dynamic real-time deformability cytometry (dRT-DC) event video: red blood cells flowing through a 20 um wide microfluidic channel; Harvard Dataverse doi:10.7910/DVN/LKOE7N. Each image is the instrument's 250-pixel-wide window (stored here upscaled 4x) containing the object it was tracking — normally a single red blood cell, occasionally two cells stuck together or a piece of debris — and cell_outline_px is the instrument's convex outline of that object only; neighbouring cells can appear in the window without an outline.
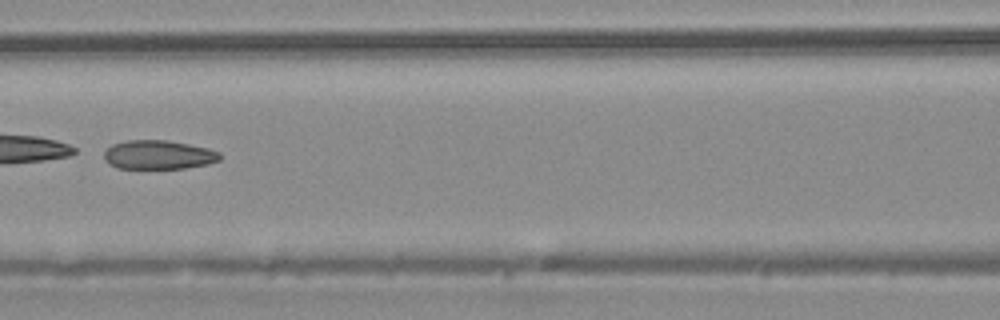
{"species": "common noctule bat (a hibernating species)", "species_latin": "Nyctalus noctula", "temperature_condition": "warm", "stored_images_in_passage": 4, "camera_frame_rate_fps": 3000, "um_per_image_px": 0.085, "animal": {"sex": "male", "body_mass_g": 20.4}, "frame": {"image": 1, "passage_image": 3, "time_ms": 0.667, "image_size_px": [1000, 320], "cell_outline_px": [[220, 160], [208, 164], [184, 168], [116, 168], [108, 164], [104, 160], [104, 152], [112, 144], [128, 140], [168, 140], [208, 148], [220, 152]], "centroid_in_image_um": [13.46, 13.15], "position_along_channel_um": 153.1, "area_um2": 19.59}}
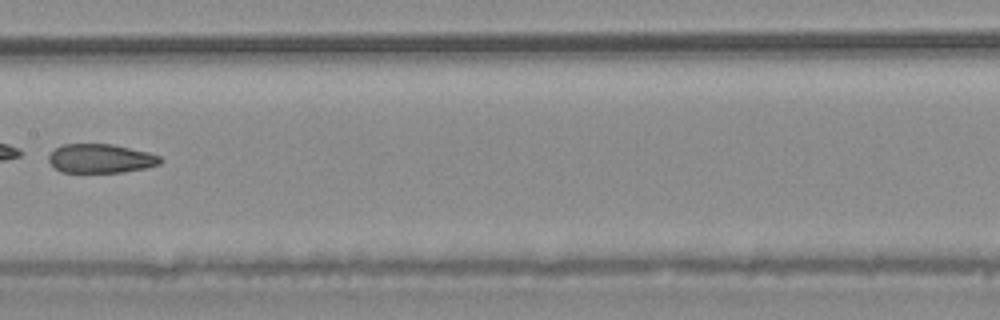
{"frame": {"image": 2, "passage_image": 4, "time_ms": 1.0, "image_size_px": [1000, 320], "cell_outline_px": [[164, 160], [160, 164], [144, 168], [124, 172], [60, 172], [48, 160], [48, 156], [56, 148], [64, 144], [112, 144], [148, 152], [160, 156]], "centroid_in_image_um": [8.58, 13.47], "position_along_channel_um": 198.8, "area_um2": 18.79}}